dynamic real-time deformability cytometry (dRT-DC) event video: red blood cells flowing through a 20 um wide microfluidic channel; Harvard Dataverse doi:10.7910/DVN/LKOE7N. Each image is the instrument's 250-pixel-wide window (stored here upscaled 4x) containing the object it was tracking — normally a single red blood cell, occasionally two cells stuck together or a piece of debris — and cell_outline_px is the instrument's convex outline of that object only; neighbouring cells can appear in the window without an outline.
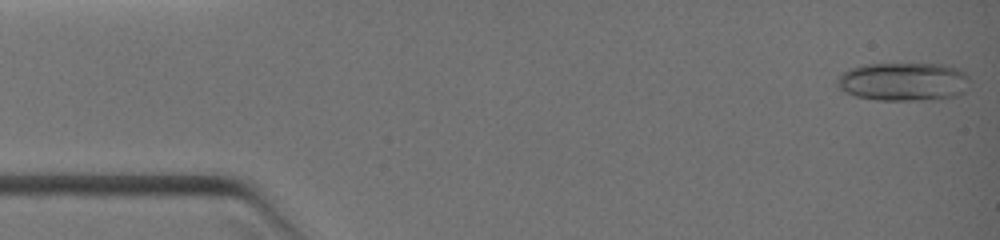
{"species": "common noctule bat (a hibernating species)", "species_latin": "Nyctalus noctula", "temperature_condition": "warm", "stored_images_in_passage": 16, "camera_frame_rate_fps": 3000, "um_per_image_px": 0.085, "animal": {"sex": "female", "body_mass_g": 19.0, "forearm_length_mm": 51.5}, "frame": {"image": 1, "passage_image": 1, "time_ms": 0.0, "image_size_px": [1000, 240], "cell_outline_px": [[968, 88], [964, 92], [956, 96], [936, 100], [876, 100], [856, 96], [844, 92], [836, 88], [836, 80], [844, 72], [852, 68], [864, 64], [940, 64], [964, 72]], "centroid_in_image_um": [76.74, 6.96], "position_along_channel_um": 8.3, "area_um2": 29.65}}
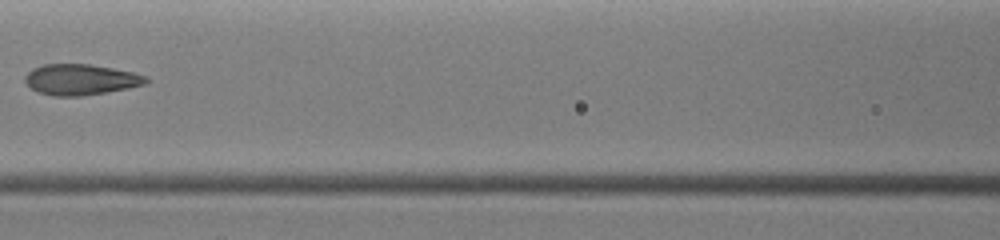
{"frame": {"image": 2, "passage_image": 13, "time_ms": 5.0, "image_size_px": [1000, 240], "cell_outline_px": [[148, 80], [144, 84], [128, 88], [108, 92], [80, 96], [52, 96], [40, 92], [32, 88], [24, 80], [24, 76], [32, 68], [40, 64], [88, 64], [112, 68], [132, 72], [148, 76]], "centroid_in_image_um": [6.84, 6.76], "position_along_channel_um": 159.8, "area_um2": 21.68}}
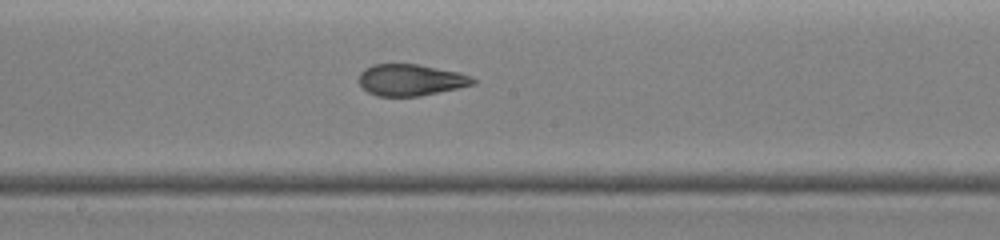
{"frame": {"image": 3, "passage_image": 16, "time_ms": 6.0, "image_size_px": [1000, 240], "cell_outline_px": [[476, 84], [420, 96], [376, 96], [368, 92], [356, 80], [360, 72], [364, 68], [372, 64], [416, 64], [460, 72], [472, 76], [476, 80]], "centroid_in_image_um": [34.89, 6.79], "position_along_channel_um": 213.3, "area_um2": 21.15}}